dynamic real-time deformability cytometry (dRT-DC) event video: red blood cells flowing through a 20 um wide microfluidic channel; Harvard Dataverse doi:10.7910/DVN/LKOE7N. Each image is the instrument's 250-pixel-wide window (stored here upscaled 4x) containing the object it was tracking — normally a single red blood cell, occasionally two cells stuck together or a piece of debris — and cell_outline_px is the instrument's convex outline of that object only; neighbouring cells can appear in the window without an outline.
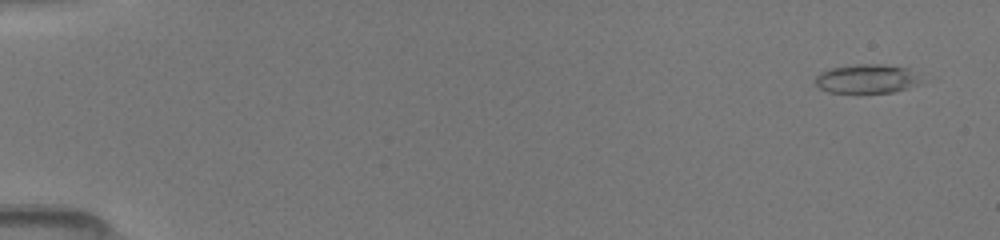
{"species": "common noctule bat (a hibernating species)", "species_latin": "Nyctalus noctula", "temperature_condition": "room temperature", "stored_images_in_passage": 31, "camera_frame_rate_fps": 3000, "um_per_image_px": 0.085, "animal": {"sex": "female", "body_mass_g": 19.5, "forearm_length_mm": 54.1}, "frame": {"image": 1, "passage_image": 4, "time_ms": 0.667, "image_size_px": [1000, 240], "cell_outline_px": [[920, 84], [908, 88], [892, 92], [828, 92], [820, 88], [816, 84], [816, 76], [820, 72], [832, 68], [856, 64], [884, 64], [908, 68]], "centroid_in_image_um": [73.62, 6.69], "position_along_channel_um": 11.4, "area_um2": 17.46}}
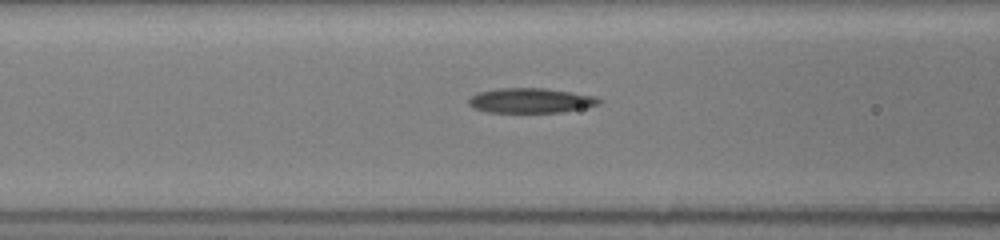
{"frame": {"image": 2, "passage_image": 29, "time_ms": 7.0, "image_size_px": [1000, 240], "cell_outline_px": [[600, 100], [596, 104], [580, 108], [560, 112], [488, 112], [472, 108], [468, 104], [468, 100], [476, 92], [500, 88], [544, 88], [592, 96]], "centroid_in_image_um": [44.97, 8.54], "position_along_channel_um": 121.6, "area_um2": 18.44}}
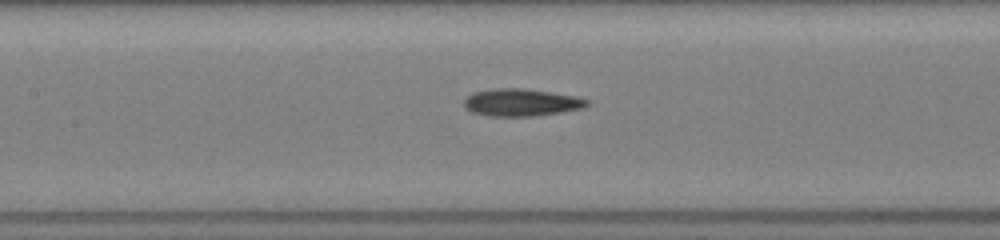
{"frame": {"image": 3, "passage_image": 31, "time_ms": 8.0, "image_size_px": [1000, 240], "cell_outline_px": [[592, 104], [584, 108], [560, 112], [532, 116], [492, 116], [472, 112], [464, 104], [464, 100], [472, 92], [492, 88], [524, 88], [580, 96], [592, 100]], "centroid_in_image_um": [44.4, 8.69], "position_along_channel_um": 163.0, "area_um2": 19.88}}